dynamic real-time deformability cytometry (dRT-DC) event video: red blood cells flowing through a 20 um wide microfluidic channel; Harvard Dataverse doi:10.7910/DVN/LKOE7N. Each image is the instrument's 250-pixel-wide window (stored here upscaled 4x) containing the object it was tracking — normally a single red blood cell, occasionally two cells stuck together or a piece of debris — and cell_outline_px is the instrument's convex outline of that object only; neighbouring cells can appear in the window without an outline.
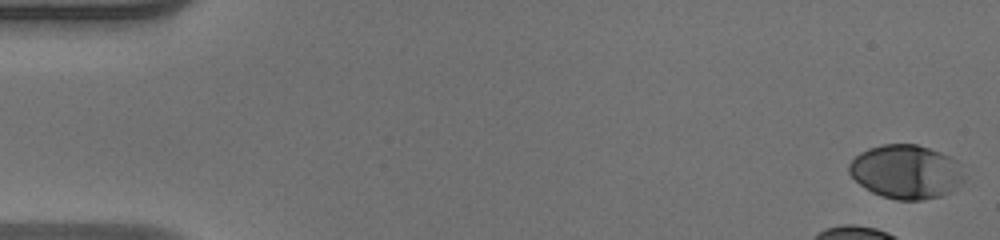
{"species": "human", "species_latin": "Homo sapiens", "temperature_condition": "warm", "stored_images_in_passage": 8, "camera_frame_rate_fps": 3000, "um_per_image_px": 0.085, "donor": {"sex": "male"}, "frame": {"image": 1, "passage_image": 1, "time_ms": 0.0, "image_size_px": [1000, 240], "cell_outline_px": [[964, 180], [960, 184], [948, 192], [940, 196], [920, 200], [896, 200], [880, 196], [872, 192], [860, 184], [848, 172], [848, 164], [860, 152], [868, 148], [880, 144], [916, 144], [940, 152], [956, 160], [964, 176]], "centroid_in_image_um": [76.98, 14.59], "position_along_channel_um": 8.0, "area_um2": 36.01}}